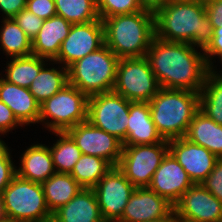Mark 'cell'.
I'll list each match as a JSON object with an SVG mask.
<instances>
[{
	"mask_svg": "<svg viewBox=\"0 0 222 222\" xmlns=\"http://www.w3.org/2000/svg\"><path fill=\"white\" fill-rule=\"evenodd\" d=\"M198 51L190 43L167 42L155 36L146 58L161 88L200 93L209 66L204 51Z\"/></svg>",
	"mask_w": 222,
	"mask_h": 222,
	"instance_id": "1",
	"label": "cell"
},
{
	"mask_svg": "<svg viewBox=\"0 0 222 222\" xmlns=\"http://www.w3.org/2000/svg\"><path fill=\"white\" fill-rule=\"evenodd\" d=\"M153 10L157 38L167 42L190 43L202 51L211 44L214 29L205 4L168 0Z\"/></svg>",
	"mask_w": 222,
	"mask_h": 222,
	"instance_id": "2",
	"label": "cell"
},
{
	"mask_svg": "<svg viewBox=\"0 0 222 222\" xmlns=\"http://www.w3.org/2000/svg\"><path fill=\"white\" fill-rule=\"evenodd\" d=\"M105 45L119 58L146 57L155 37L154 10L117 15L102 20Z\"/></svg>",
	"mask_w": 222,
	"mask_h": 222,
	"instance_id": "3",
	"label": "cell"
},
{
	"mask_svg": "<svg viewBox=\"0 0 222 222\" xmlns=\"http://www.w3.org/2000/svg\"><path fill=\"white\" fill-rule=\"evenodd\" d=\"M150 113L164 140L184 137L199 110V92L161 88L149 101Z\"/></svg>",
	"mask_w": 222,
	"mask_h": 222,
	"instance_id": "4",
	"label": "cell"
},
{
	"mask_svg": "<svg viewBox=\"0 0 222 222\" xmlns=\"http://www.w3.org/2000/svg\"><path fill=\"white\" fill-rule=\"evenodd\" d=\"M119 58L104 44L68 67V83L90 97L113 91Z\"/></svg>",
	"mask_w": 222,
	"mask_h": 222,
	"instance_id": "5",
	"label": "cell"
},
{
	"mask_svg": "<svg viewBox=\"0 0 222 222\" xmlns=\"http://www.w3.org/2000/svg\"><path fill=\"white\" fill-rule=\"evenodd\" d=\"M6 218L14 222H51L41 183L23 179L17 174L1 193Z\"/></svg>",
	"mask_w": 222,
	"mask_h": 222,
	"instance_id": "6",
	"label": "cell"
},
{
	"mask_svg": "<svg viewBox=\"0 0 222 222\" xmlns=\"http://www.w3.org/2000/svg\"><path fill=\"white\" fill-rule=\"evenodd\" d=\"M88 99L77 87L68 83L40 104L39 123L50 132H66L87 120Z\"/></svg>",
	"mask_w": 222,
	"mask_h": 222,
	"instance_id": "7",
	"label": "cell"
},
{
	"mask_svg": "<svg viewBox=\"0 0 222 222\" xmlns=\"http://www.w3.org/2000/svg\"><path fill=\"white\" fill-rule=\"evenodd\" d=\"M160 89L146 57L119 59L114 92L131 102H149Z\"/></svg>",
	"mask_w": 222,
	"mask_h": 222,
	"instance_id": "8",
	"label": "cell"
},
{
	"mask_svg": "<svg viewBox=\"0 0 222 222\" xmlns=\"http://www.w3.org/2000/svg\"><path fill=\"white\" fill-rule=\"evenodd\" d=\"M122 146V154L117 167L136 188L148 187L153 174L169 152L168 141Z\"/></svg>",
	"mask_w": 222,
	"mask_h": 222,
	"instance_id": "9",
	"label": "cell"
},
{
	"mask_svg": "<svg viewBox=\"0 0 222 222\" xmlns=\"http://www.w3.org/2000/svg\"><path fill=\"white\" fill-rule=\"evenodd\" d=\"M114 91L90 96L88 99L87 121L114 135L122 143L126 140L130 104Z\"/></svg>",
	"mask_w": 222,
	"mask_h": 222,
	"instance_id": "10",
	"label": "cell"
},
{
	"mask_svg": "<svg viewBox=\"0 0 222 222\" xmlns=\"http://www.w3.org/2000/svg\"><path fill=\"white\" fill-rule=\"evenodd\" d=\"M105 44L104 25L101 19L87 23L73 24L63 40L60 52L51 64L68 68L75 61L96 51Z\"/></svg>",
	"mask_w": 222,
	"mask_h": 222,
	"instance_id": "11",
	"label": "cell"
},
{
	"mask_svg": "<svg viewBox=\"0 0 222 222\" xmlns=\"http://www.w3.org/2000/svg\"><path fill=\"white\" fill-rule=\"evenodd\" d=\"M135 188L117 166H113L101 178L93 190L106 222H117L122 217Z\"/></svg>",
	"mask_w": 222,
	"mask_h": 222,
	"instance_id": "12",
	"label": "cell"
},
{
	"mask_svg": "<svg viewBox=\"0 0 222 222\" xmlns=\"http://www.w3.org/2000/svg\"><path fill=\"white\" fill-rule=\"evenodd\" d=\"M82 154L105 159L112 167L118 166L122 154V142L114 135L84 121L66 131Z\"/></svg>",
	"mask_w": 222,
	"mask_h": 222,
	"instance_id": "13",
	"label": "cell"
},
{
	"mask_svg": "<svg viewBox=\"0 0 222 222\" xmlns=\"http://www.w3.org/2000/svg\"><path fill=\"white\" fill-rule=\"evenodd\" d=\"M179 222H217L222 202L202 184H193L174 205Z\"/></svg>",
	"mask_w": 222,
	"mask_h": 222,
	"instance_id": "14",
	"label": "cell"
},
{
	"mask_svg": "<svg viewBox=\"0 0 222 222\" xmlns=\"http://www.w3.org/2000/svg\"><path fill=\"white\" fill-rule=\"evenodd\" d=\"M169 152L187 172L193 184H201L218 158L208 149L181 137L168 141Z\"/></svg>",
	"mask_w": 222,
	"mask_h": 222,
	"instance_id": "15",
	"label": "cell"
},
{
	"mask_svg": "<svg viewBox=\"0 0 222 222\" xmlns=\"http://www.w3.org/2000/svg\"><path fill=\"white\" fill-rule=\"evenodd\" d=\"M192 185L187 172L168 152L153 174L148 188L175 205Z\"/></svg>",
	"mask_w": 222,
	"mask_h": 222,
	"instance_id": "16",
	"label": "cell"
},
{
	"mask_svg": "<svg viewBox=\"0 0 222 222\" xmlns=\"http://www.w3.org/2000/svg\"><path fill=\"white\" fill-rule=\"evenodd\" d=\"M173 209L174 205L148 187L135 188L117 222H148L167 216Z\"/></svg>",
	"mask_w": 222,
	"mask_h": 222,
	"instance_id": "17",
	"label": "cell"
},
{
	"mask_svg": "<svg viewBox=\"0 0 222 222\" xmlns=\"http://www.w3.org/2000/svg\"><path fill=\"white\" fill-rule=\"evenodd\" d=\"M0 100L11 109L22 126L32 123L39 124L40 104L29 91V88L9 83L2 76L0 77Z\"/></svg>",
	"mask_w": 222,
	"mask_h": 222,
	"instance_id": "18",
	"label": "cell"
},
{
	"mask_svg": "<svg viewBox=\"0 0 222 222\" xmlns=\"http://www.w3.org/2000/svg\"><path fill=\"white\" fill-rule=\"evenodd\" d=\"M51 222H106L93 188H82L66 205L52 213Z\"/></svg>",
	"mask_w": 222,
	"mask_h": 222,
	"instance_id": "19",
	"label": "cell"
},
{
	"mask_svg": "<svg viewBox=\"0 0 222 222\" xmlns=\"http://www.w3.org/2000/svg\"><path fill=\"white\" fill-rule=\"evenodd\" d=\"M151 118L149 102H132L129 109L127 136L122 145H144L163 142Z\"/></svg>",
	"mask_w": 222,
	"mask_h": 222,
	"instance_id": "20",
	"label": "cell"
},
{
	"mask_svg": "<svg viewBox=\"0 0 222 222\" xmlns=\"http://www.w3.org/2000/svg\"><path fill=\"white\" fill-rule=\"evenodd\" d=\"M72 25L57 14L44 20L40 31L32 40V54L54 60L58 56L62 42L69 34Z\"/></svg>",
	"mask_w": 222,
	"mask_h": 222,
	"instance_id": "21",
	"label": "cell"
},
{
	"mask_svg": "<svg viewBox=\"0 0 222 222\" xmlns=\"http://www.w3.org/2000/svg\"><path fill=\"white\" fill-rule=\"evenodd\" d=\"M21 155V166L16 168L19 177L42 184L56 173L49 146L33 144Z\"/></svg>",
	"mask_w": 222,
	"mask_h": 222,
	"instance_id": "22",
	"label": "cell"
},
{
	"mask_svg": "<svg viewBox=\"0 0 222 222\" xmlns=\"http://www.w3.org/2000/svg\"><path fill=\"white\" fill-rule=\"evenodd\" d=\"M184 137L222 159V125L217 124L200 109L194 115Z\"/></svg>",
	"mask_w": 222,
	"mask_h": 222,
	"instance_id": "23",
	"label": "cell"
},
{
	"mask_svg": "<svg viewBox=\"0 0 222 222\" xmlns=\"http://www.w3.org/2000/svg\"><path fill=\"white\" fill-rule=\"evenodd\" d=\"M45 201L51 213L66 205L83 188L70 174L55 173L42 183Z\"/></svg>",
	"mask_w": 222,
	"mask_h": 222,
	"instance_id": "24",
	"label": "cell"
},
{
	"mask_svg": "<svg viewBox=\"0 0 222 222\" xmlns=\"http://www.w3.org/2000/svg\"><path fill=\"white\" fill-rule=\"evenodd\" d=\"M47 65L49 64L46 63L41 68L29 87V91L39 104H42L68 84V68L64 66L48 68Z\"/></svg>",
	"mask_w": 222,
	"mask_h": 222,
	"instance_id": "25",
	"label": "cell"
},
{
	"mask_svg": "<svg viewBox=\"0 0 222 222\" xmlns=\"http://www.w3.org/2000/svg\"><path fill=\"white\" fill-rule=\"evenodd\" d=\"M49 59L28 55L23 57L11 58L6 64L5 75L3 79L9 83L20 87L29 88L32 81L39 74L41 68Z\"/></svg>",
	"mask_w": 222,
	"mask_h": 222,
	"instance_id": "26",
	"label": "cell"
},
{
	"mask_svg": "<svg viewBox=\"0 0 222 222\" xmlns=\"http://www.w3.org/2000/svg\"><path fill=\"white\" fill-rule=\"evenodd\" d=\"M0 27V49L11 58L32 54V40L13 18H3Z\"/></svg>",
	"mask_w": 222,
	"mask_h": 222,
	"instance_id": "27",
	"label": "cell"
},
{
	"mask_svg": "<svg viewBox=\"0 0 222 222\" xmlns=\"http://www.w3.org/2000/svg\"><path fill=\"white\" fill-rule=\"evenodd\" d=\"M59 137L50 147L56 173L70 174L82 153L67 132H52Z\"/></svg>",
	"mask_w": 222,
	"mask_h": 222,
	"instance_id": "28",
	"label": "cell"
},
{
	"mask_svg": "<svg viewBox=\"0 0 222 222\" xmlns=\"http://www.w3.org/2000/svg\"><path fill=\"white\" fill-rule=\"evenodd\" d=\"M111 168L112 166L105 159L82 154L70 175L83 188H94Z\"/></svg>",
	"mask_w": 222,
	"mask_h": 222,
	"instance_id": "29",
	"label": "cell"
},
{
	"mask_svg": "<svg viewBox=\"0 0 222 222\" xmlns=\"http://www.w3.org/2000/svg\"><path fill=\"white\" fill-rule=\"evenodd\" d=\"M199 109L222 125V79L208 73L199 93Z\"/></svg>",
	"mask_w": 222,
	"mask_h": 222,
	"instance_id": "30",
	"label": "cell"
},
{
	"mask_svg": "<svg viewBox=\"0 0 222 222\" xmlns=\"http://www.w3.org/2000/svg\"><path fill=\"white\" fill-rule=\"evenodd\" d=\"M56 14L72 24L100 19L96 0H55Z\"/></svg>",
	"mask_w": 222,
	"mask_h": 222,
	"instance_id": "31",
	"label": "cell"
},
{
	"mask_svg": "<svg viewBox=\"0 0 222 222\" xmlns=\"http://www.w3.org/2000/svg\"><path fill=\"white\" fill-rule=\"evenodd\" d=\"M96 5L101 20L139 12L147 7L143 0H96Z\"/></svg>",
	"mask_w": 222,
	"mask_h": 222,
	"instance_id": "32",
	"label": "cell"
},
{
	"mask_svg": "<svg viewBox=\"0 0 222 222\" xmlns=\"http://www.w3.org/2000/svg\"><path fill=\"white\" fill-rule=\"evenodd\" d=\"M10 148L6 143L0 141V194L12 181L13 177L16 175V168L12 155L10 153Z\"/></svg>",
	"mask_w": 222,
	"mask_h": 222,
	"instance_id": "33",
	"label": "cell"
},
{
	"mask_svg": "<svg viewBox=\"0 0 222 222\" xmlns=\"http://www.w3.org/2000/svg\"><path fill=\"white\" fill-rule=\"evenodd\" d=\"M13 19L31 40L37 36L44 21L26 8L21 10Z\"/></svg>",
	"mask_w": 222,
	"mask_h": 222,
	"instance_id": "34",
	"label": "cell"
},
{
	"mask_svg": "<svg viewBox=\"0 0 222 222\" xmlns=\"http://www.w3.org/2000/svg\"><path fill=\"white\" fill-rule=\"evenodd\" d=\"M201 184L222 202V159L216 161L213 170Z\"/></svg>",
	"mask_w": 222,
	"mask_h": 222,
	"instance_id": "35",
	"label": "cell"
},
{
	"mask_svg": "<svg viewBox=\"0 0 222 222\" xmlns=\"http://www.w3.org/2000/svg\"><path fill=\"white\" fill-rule=\"evenodd\" d=\"M26 9L43 20L56 15L55 0H27Z\"/></svg>",
	"mask_w": 222,
	"mask_h": 222,
	"instance_id": "36",
	"label": "cell"
},
{
	"mask_svg": "<svg viewBox=\"0 0 222 222\" xmlns=\"http://www.w3.org/2000/svg\"><path fill=\"white\" fill-rule=\"evenodd\" d=\"M17 126L23 127L13 115L11 109L0 100V134L6 135Z\"/></svg>",
	"mask_w": 222,
	"mask_h": 222,
	"instance_id": "37",
	"label": "cell"
},
{
	"mask_svg": "<svg viewBox=\"0 0 222 222\" xmlns=\"http://www.w3.org/2000/svg\"><path fill=\"white\" fill-rule=\"evenodd\" d=\"M213 39L208 48L204 51L207 65L214 66L213 62L216 56L222 55V27L213 28ZM213 60V61H212Z\"/></svg>",
	"mask_w": 222,
	"mask_h": 222,
	"instance_id": "38",
	"label": "cell"
},
{
	"mask_svg": "<svg viewBox=\"0 0 222 222\" xmlns=\"http://www.w3.org/2000/svg\"><path fill=\"white\" fill-rule=\"evenodd\" d=\"M27 0H0V12L3 18H14L21 10L26 8Z\"/></svg>",
	"mask_w": 222,
	"mask_h": 222,
	"instance_id": "39",
	"label": "cell"
},
{
	"mask_svg": "<svg viewBox=\"0 0 222 222\" xmlns=\"http://www.w3.org/2000/svg\"><path fill=\"white\" fill-rule=\"evenodd\" d=\"M205 6L213 28L222 27V0H208Z\"/></svg>",
	"mask_w": 222,
	"mask_h": 222,
	"instance_id": "40",
	"label": "cell"
},
{
	"mask_svg": "<svg viewBox=\"0 0 222 222\" xmlns=\"http://www.w3.org/2000/svg\"><path fill=\"white\" fill-rule=\"evenodd\" d=\"M148 222H179L177 218V214L175 209H173L167 216H164L162 218L153 219Z\"/></svg>",
	"mask_w": 222,
	"mask_h": 222,
	"instance_id": "41",
	"label": "cell"
},
{
	"mask_svg": "<svg viewBox=\"0 0 222 222\" xmlns=\"http://www.w3.org/2000/svg\"><path fill=\"white\" fill-rule=\"evenodd\" d=\"M168 0H143V2L146 4V6L154 8L155 6L166 2Z\"/></svg>",
	"mask_w": 222,
	"mask_h": 222,
	"instance_id": "42",
	"label": "cell"
},
{
	"mask_svg": "<svg viewBox=\"0 0 222 222\" xmlns=\"http://www.w3.org/2000/svg\"><path fill=\"white\" fill-rule=\"evenodd\" d=\"M218 58L220 59V61H221V63H222V55H220ZM214 68H216V67L210 66V67H209V73H211L213 76H215V77H217V78L222 79V73H220V72H222V71H219V73H220V74H219L218 71H215V70H217V68H216V69H214Z\"/></svg>",
	"mask_w": 222,
	"mask_h": 222,
	"instance_id": "43",
	"label": "cell"
},
{
	"mask_svg": "<svg viewBox=\"0 0 222 222\" xmlns=\"http://www.w3.org/2000/svg\"><path fill=\"white\" fill-rule=\"evenodd\" d=\"M6 218L4 209H3V198L2 195L0 194V221L4 220Z\"/></svg>",
	"mask_w": 222,
	"mask_h": 222,
	"instance_id": "44",
	"label": "cell"
},
{
	"mask_svg": "<svg viewBox=\"0 0 222 222\" xmlns=\"http://www.w3.org/2000/svg\"><path fill=\"white\" fill-rule=\"evenodd\" d=\"M176 1L199 3V4H206L208 2V0H176Z\"/></svg>",
	"mask_w": 222,
	"mask_h": 222,
	"instance_id": "45",
	"label": "cell"
},
{
	"mask_svg": "<svg viewBox=\"0 0 222 222\" xmlns=\"http://www.w3.org/2000/svg\"><path fill=\"white\" fill-rule=\"evenodd\" d=\"M0 222H14V221H12V220H10V219H8V218H5L4 220H2V221H0Z\"/></svg>",
	"mask_w": 222,
	"mask_h": 222,
	"instance_id": "46",
	"label": "cell"
}]
</instances>
